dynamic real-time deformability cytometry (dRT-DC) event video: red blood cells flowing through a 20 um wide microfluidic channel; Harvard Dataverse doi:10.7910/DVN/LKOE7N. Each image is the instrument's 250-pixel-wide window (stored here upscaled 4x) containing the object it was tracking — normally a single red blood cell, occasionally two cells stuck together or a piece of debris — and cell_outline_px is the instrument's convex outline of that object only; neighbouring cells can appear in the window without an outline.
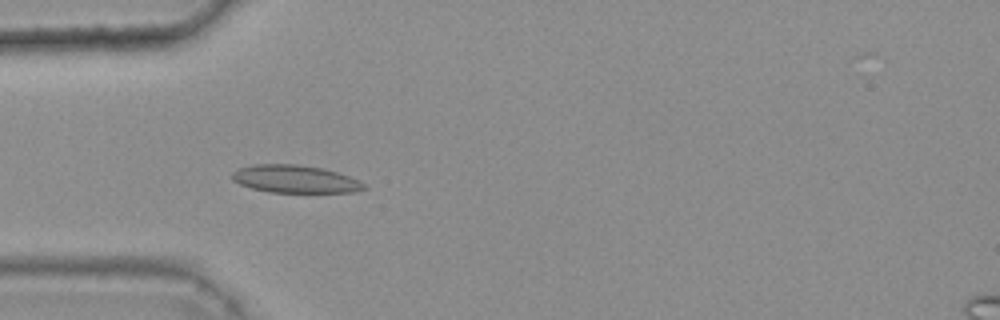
{"species": "common noctule bat (a hibernating species)", "species_latin": "Nyctalus noctula", "temperature_condition": "warm", "stored_images_in_passage": 44, "camera_frame_rate_fps": 3000, "um_per_image_px": 0.085, "animal": {"sex": "female", "body_mass_g": 25.1}, "frame": {"image": 1, "passage_image": 15, "time_ms": 4.667, "image_size_px": [1000, 320], "cell_outline_px": [[368, 188], [356, 192], [268, 192], [252, 188], [240, 184], [232, 180], [232, 172], [240, 168], [252, 164], [296, 164], [324, 168], [360, 180]], "centroid_in_image_um": [25.09, 15.22], "position_along_channel_um": 59.9, "area_um2": 21.33}}
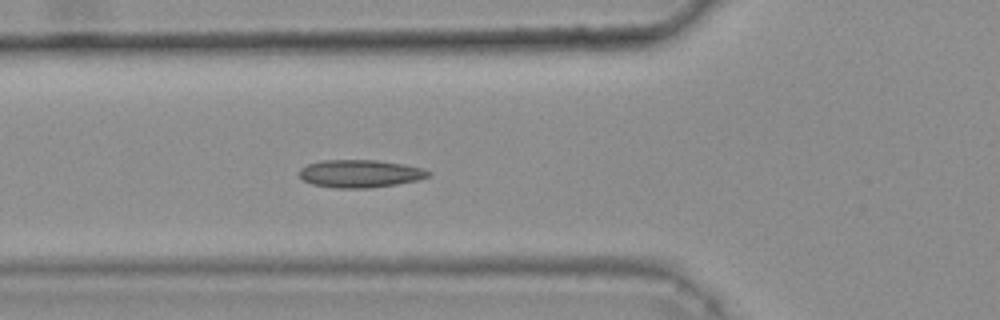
{"frame": {"image": 2, "passage_image": 18, "time_ms": 5.667, "image_size_px": [1000, 320], "cell_outline_px": [[432, 172], [428, 176], [420, 180], [396, 184], [368, 188], [336, 188], [312, 184], [304, 180], [300, 176], [300, 168], [308, 164], [320, 160], [376, 160], [404, 164], [424, 168]], "centroid_in_image_um": [30.63, 14.75], "position_along_channel_um": 95.2, "area_um2": 20.92}}
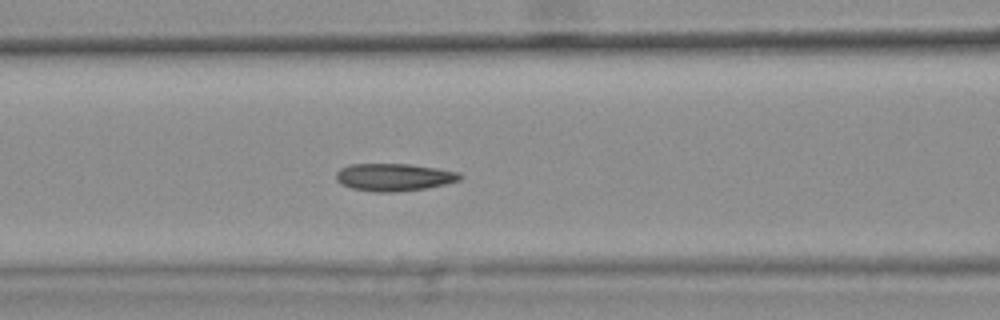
{"frame": {"image": 3, "passage_image": 21, "time_ms": 6.667, "image_size_px": [1000, 320], "cell_outline_px": [[464, 176], [460, 180], [444, 184], [424, 188], [396, 192], [372, 192], [352, 188], [340, 184], [336, 180], [336, 172], [340, 168], [348, 164], [408, 164], [436, 168], [460, 172]], "centroid_in_image_um": [33.46, 15.06], "position_along_channel_um": 133.1, "area_um2": 19.94}, "authors_computed_cell_mechanics": {"area_um2": 19.8832, "velocity_mm_per_s": 3.7683, "shape_relaxation_time_tau1_ms": null, "shape_relaxation_time_tau2_ms": 2.4013, "deformation_change_tau1": null, "deformation_change_tau2": 0.0766}}